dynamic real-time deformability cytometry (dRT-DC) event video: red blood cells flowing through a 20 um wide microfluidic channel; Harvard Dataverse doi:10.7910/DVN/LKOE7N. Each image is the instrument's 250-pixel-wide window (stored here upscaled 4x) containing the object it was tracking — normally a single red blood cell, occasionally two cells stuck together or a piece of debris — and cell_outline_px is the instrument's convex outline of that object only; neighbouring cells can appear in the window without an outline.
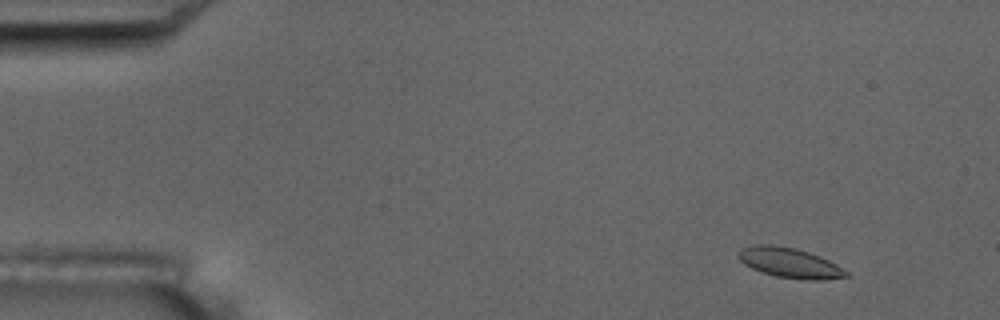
{"species": "common noctule bat (a hibernating species)", "species_latin": "Nyctalus noctula", "temperature_condition": "room temperature", "stored_images_in_passage": 6, "camera_frame_rate_fps": 3000, "um_per_image_px": 0.085, "animal": {"sex": "male", "body_mass_g": 17.5, "forearm_length_mm": 52.3}, "frame": {"image": 1, "passage_image": 2, "time_ms": 1.333, "image_size_px": [1000, 320], "cell_outline_px": [[848, 276], [824, 280], [808, 280], [776, 276], [752, 268], [744, 264], [736, 256], [736, 252], [744, 248], [756, 244], [772, 244], [796, 248], [820, 256], [836, 264], [848, 272]], "centroid_in_image_um": [67.11, 22.33], "position_along_channel_um": 17.9, "area_um2": 18.79}}
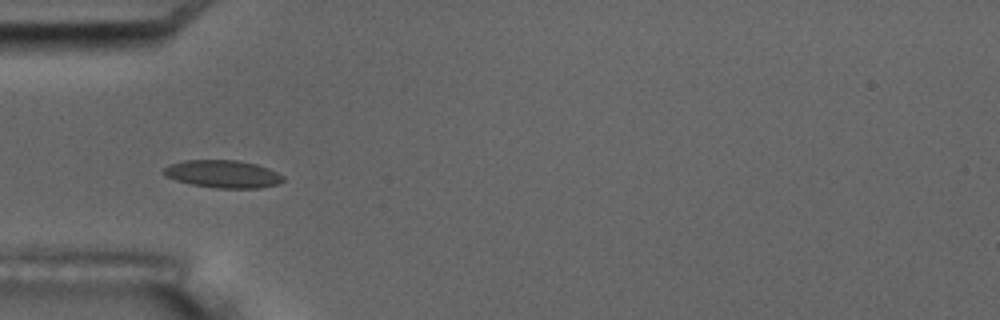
{"frame": {"image": 2, "passage_image": 5, "time_ms": 5.667, "image_size_px": [1000, 320], "cell_outline_px": [[284, 180], [276, 184], [260, 188], [216, 188], [192, 184], [176, 180], [164, 176], [160, 172], [164, 168], [172, 164], [184, 160], [240, 160], [256, 164], [268, 168], [284, 176]], "centroid_in_image_um": [18.93, 14.78], "position_along_channel_um": 66.1, "area_um2": 19.25}}